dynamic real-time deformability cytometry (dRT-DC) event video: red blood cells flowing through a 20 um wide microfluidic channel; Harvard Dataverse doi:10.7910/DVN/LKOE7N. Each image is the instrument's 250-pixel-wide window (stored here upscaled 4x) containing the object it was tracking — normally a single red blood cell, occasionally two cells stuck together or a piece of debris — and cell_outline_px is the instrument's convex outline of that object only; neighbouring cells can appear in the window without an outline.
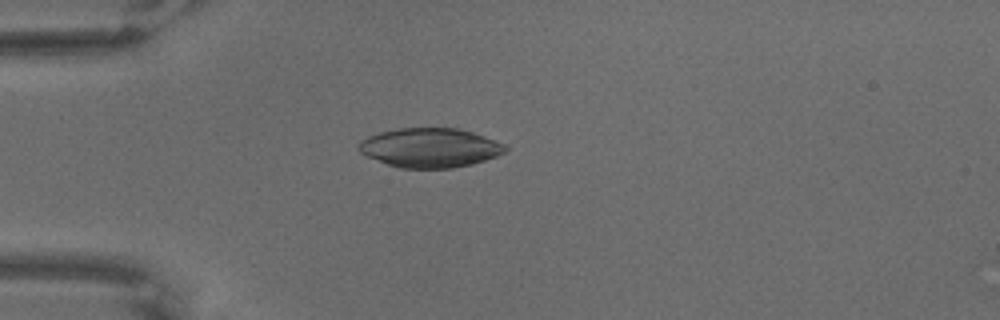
{"species": "common noctule bat (a hibernating species)", "species_latin": "Nyctalus noctula", "temperature_condition": "warm", "stored_images_in_passage": 4, "camera_frame_rate_fps": 3000, "um_per_image_px": 0.085, "animal": {"sex": "male", "body_mass_g": 18.8}, "frame": {"image": 1, "passage_image": 2, "time_ms": 0.333, "image_size_px": [1000, 320], "cell_outline_px": [[508, 148], [504, 152], [496, 156], [472, 164], [452, 168], [400, 168], [388, 164], [368, 156], [360, 152], [356, 148], [356, 144], [360, 140], [368, 136], [380, 132], [396, 128], [460, 128], [484, 136], [504, 144]], "centroid_in_image_um": [36.51, 12.55], "position_along_channel_um": 48.5, "area_um2": 33.58}}